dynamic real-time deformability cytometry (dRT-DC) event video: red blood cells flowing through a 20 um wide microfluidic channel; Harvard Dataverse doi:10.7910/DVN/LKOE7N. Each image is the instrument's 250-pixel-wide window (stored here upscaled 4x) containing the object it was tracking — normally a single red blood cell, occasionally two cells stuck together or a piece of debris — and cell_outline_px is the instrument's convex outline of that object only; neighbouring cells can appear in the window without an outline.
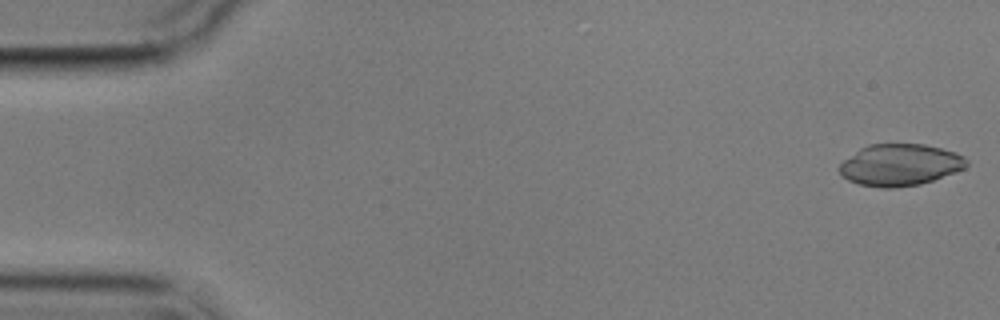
{"species": "common noctule bat (a hibernating species)", "species_latin": "Nyctalus noctula", "temperature_condition": "cold", "stored_images_in_passage": 4, "camera_frame_rate_fps": 3000, "um_per_image_px": 0.085, "animal": {"sex": "male", "body_mass_g": 17.9}, "frame": {"image": 1, "passage_image": 1, "time_ms": 0.0, "image_size_px": [1000, 320], "cell_outline_px": [[968, 164], [964, 168], [932, 180], [920, 184], [892, 188], [884, 188], [860, 184], [848, 180], [840, 176], [836, 168], [844, 160], [860, 148], [868, 144], [924, 144], [956, 152], [964, 156], [968, 160]], "centroid_in_image_um": [76.46, 14.01], "position_along_channel_um": 8.5, "area_um2": 30.92}}